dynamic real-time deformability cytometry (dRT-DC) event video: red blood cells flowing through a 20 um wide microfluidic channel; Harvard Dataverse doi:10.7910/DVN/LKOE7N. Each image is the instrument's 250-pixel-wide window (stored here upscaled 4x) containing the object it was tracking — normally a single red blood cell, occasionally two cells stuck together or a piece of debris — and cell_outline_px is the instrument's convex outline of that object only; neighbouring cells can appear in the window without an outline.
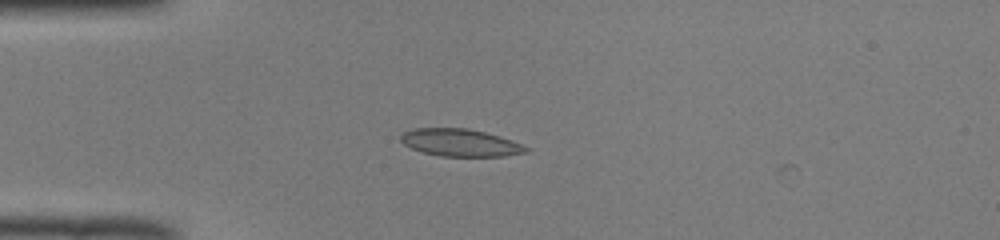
{"species": "common noctule bat (a hibernating species)", "species_latin": "Nyctalus noctula", "temperature_condition": "room temperature", "stored_images_in_passage": 2, "camera_frame_rate_fps": 3000, "um_per_image_px": 0.085, "animal": {"sex": "male", "body_mass_g": 19.0, "forearm_length_mm": 50.8}, "frame": {"image": 1, "passage_image": 1, "time_ms": 0.0, "image_size_px": [1000, 240], "cell_outline_px": [[532, 148], [528, 152], [504, 156], [440, 156], [424, 152], [412, 148], [404, 144], [400, 140], [400, 136], [404, 132], [412, 128], [468, 128], [500, 136], [512, 140]], "centroid_in_image_um": [39.16, 12.12], "position_along_channel_um": 45.8, "area_um2": 20.06}}